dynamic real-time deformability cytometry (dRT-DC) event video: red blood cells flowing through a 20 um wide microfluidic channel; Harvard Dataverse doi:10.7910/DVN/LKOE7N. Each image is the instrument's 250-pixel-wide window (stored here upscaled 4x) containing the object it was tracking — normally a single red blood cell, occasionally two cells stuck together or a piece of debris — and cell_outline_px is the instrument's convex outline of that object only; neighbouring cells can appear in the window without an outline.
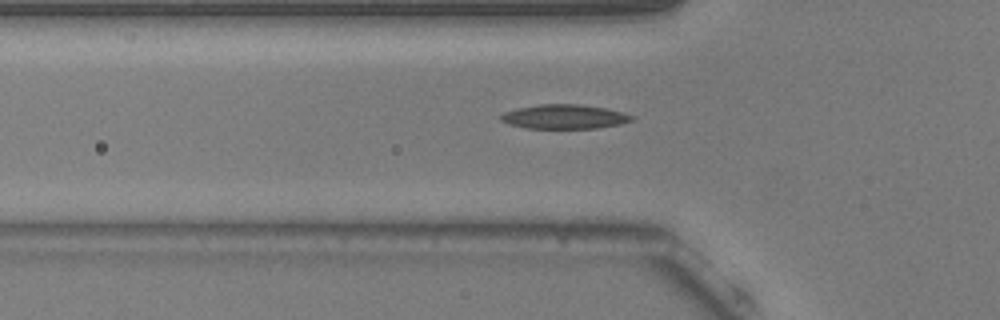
{"species": "common noctule bat (a hibernating species)", "species_latin": "Nyctalus noctula", "temperature_condition": "warm", "stored_images_in_passage": 32, "camera_frame_rate_fps": 3000, "um_per_image_px": 0.085, "animal": {"sex": "male", "body_mass_g": 20.5, "forearm_length_mm": 52.5}, "frame": {"image": 1, "passage_image": 3, "time_ms": 0.667, "image_size_px": [1000, 320], "cell_outline_px": [[636, 116], [632, 120], [620, 124], [596, 128], [524, 128], [508, 124], [500, 120], [500, 116], [504, 112], [516, 108], [540, 104], [580, 104], [608, 108]], "centroid_in_image_um": [47.97, 9.91], "position_along_channel_um": 77.8, "area_um2": 18.67}}
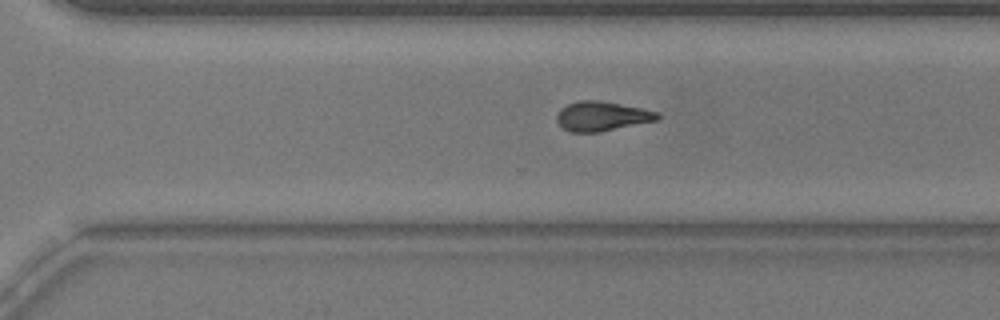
{"frame": {"image": 2, "passage_image": 22, "time_ms": 7.0, "image_size_px": [1000, 320], "cell_outline_px": [[660, 116], [656, 120], [600, 132], [572, 132], [564, 128], [556, 120], [556, 116], [560, 108], [568, 104], [580, 100], [596, 100], [644, 108], [660, 112]], "centroid_in_image_um": [51.17, 9.87], "position_along_channel_um": 319.4, "area_um2": 17.22}}
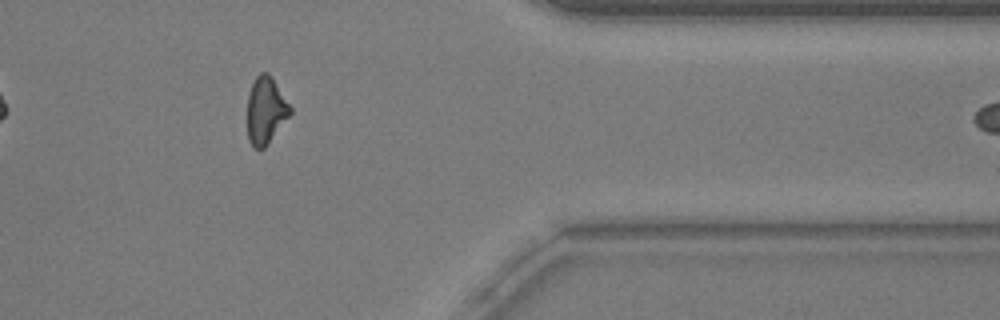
{"frame": {"image": 3, "passage_image": 29, "time_ms": 9.333, "image_size_px": [1000, 320], "cell_outline_px": [[292, 112], [264, 148], [252, 148], [248, 140], [248, 92], [256, 76], [260, 72], [268, 72], [272, 76], [292, 108]], "centroid_in_image_um": [22.58, 9.36], "position_along_channel_um": 388.8, "area_um2": 16.7}}